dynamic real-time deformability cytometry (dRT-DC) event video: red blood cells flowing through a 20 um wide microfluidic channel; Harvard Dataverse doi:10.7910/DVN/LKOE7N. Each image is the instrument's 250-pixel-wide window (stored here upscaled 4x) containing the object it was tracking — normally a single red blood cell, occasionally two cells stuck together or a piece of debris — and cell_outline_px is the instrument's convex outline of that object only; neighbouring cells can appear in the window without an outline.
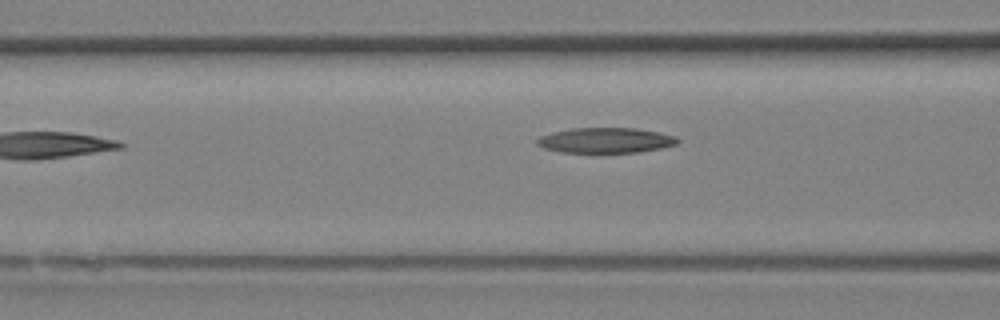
{"species": "Egyptian fruit bat (a non-hibernating species)", "species_latin": "Rousettus aegyptiacus", "temperature_condition": "room temperature", "stored_images_in_passage": 6, "camera_frame_rate_fps": 3000, "um_per_image_px": 0.085, "animal": {"sex": "female"}, "frame": {"image": 1, "passage_image": 6, "time_ms": 1.667, "image_size_px": [1000, 320], "cell_outline_px": [[680, 140], [676, 144], [660, 148], [636, 152], [560, 152], [544, 148], [536, 144], [536, 140], [540, 136], [552, 132], [572, 128], [636, 128], [660, 132], [676, 136]], "centroid_in_image_um": [51.47, 11.92], "position_along_channel_um": 115.1, "area_um2": 20.63}}